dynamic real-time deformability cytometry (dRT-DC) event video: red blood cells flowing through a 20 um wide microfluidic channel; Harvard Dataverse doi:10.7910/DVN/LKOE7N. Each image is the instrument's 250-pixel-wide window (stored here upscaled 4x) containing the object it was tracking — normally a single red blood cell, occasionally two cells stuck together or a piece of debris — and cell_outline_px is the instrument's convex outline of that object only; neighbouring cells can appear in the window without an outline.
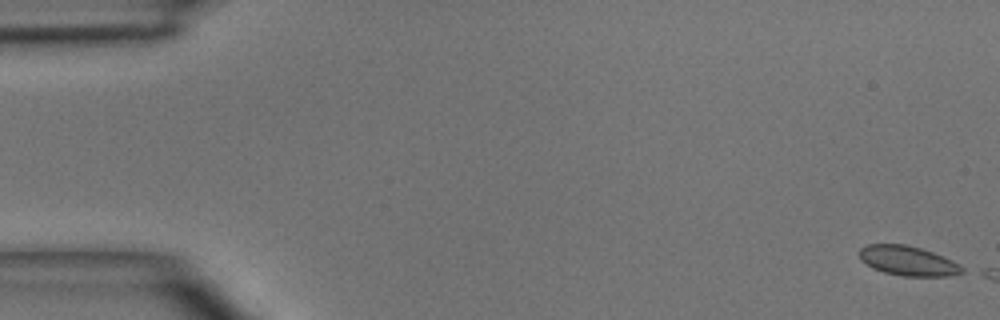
{"species": "common noctule bat (a hibernating species)", "species_latin": "Nyctalus noctula", "temperature_condition": "room temperature", "stored_images_in_passage": 2, "camera_frame_rate_fps": 3000, "um_per_image_px": 0.085, "animal": {"sex": "male", "body_mass_g": 15.6}, "frame": {"image": 1, "passage_image": 1, "time_ms": 0.0, "image_size_px": [1000, 320], "cell_outline_px": [[968, 268], [964, 272], [948, 276], [900, 276], [884, 272], [872, 268], [860, 260], [860, 248], [868, 244], [904, 244], [920, 248], [932, 252], [952, 260]], "centroid_in_image_um": [77.2, 22.18], "position_along_channel_um": 7.8, "area_um2": 17.86}}